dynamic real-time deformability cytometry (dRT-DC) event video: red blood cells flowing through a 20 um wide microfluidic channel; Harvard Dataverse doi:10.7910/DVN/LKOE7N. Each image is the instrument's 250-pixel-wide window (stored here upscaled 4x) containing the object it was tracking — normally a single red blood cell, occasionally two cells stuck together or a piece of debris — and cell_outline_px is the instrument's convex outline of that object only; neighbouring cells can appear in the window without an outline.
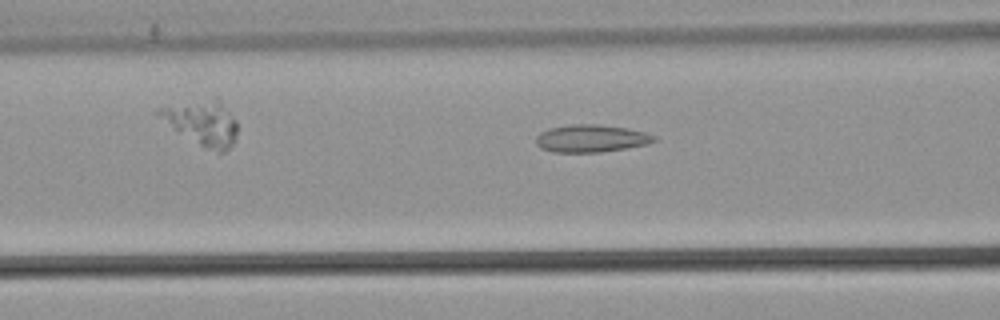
{"species": "common noctule bat (a hibernating species)", "species_latin": "Nyctalus noctula", "temperature_condition": "warm", "stored_images_in_passage": 37, "camera_frame_rate_fps": 3000, "um_per_image_px": 0.085, "animal": {"sex": "male", "body_mass_g": 21.5, "forearm_length_mm": 52.0}, "frame": {"image": 1, "passage_image": 12, "time_ms": 3.667, "image_size_px": [1000, 320], "cell_outline_px": [[656, 140], [648, 144], [628, 148], [600, 152], [552, 152], [540, 148], [536, 144], [536, 136], [540, 132], [548, 128], [572, 124], [600, 124], [628, 128], [644, 132], [656, 136]], "centroid_in_image_um": [50.23, 11.76], "position_along_channel_um": 116.4, "area_um2": 19.13}}
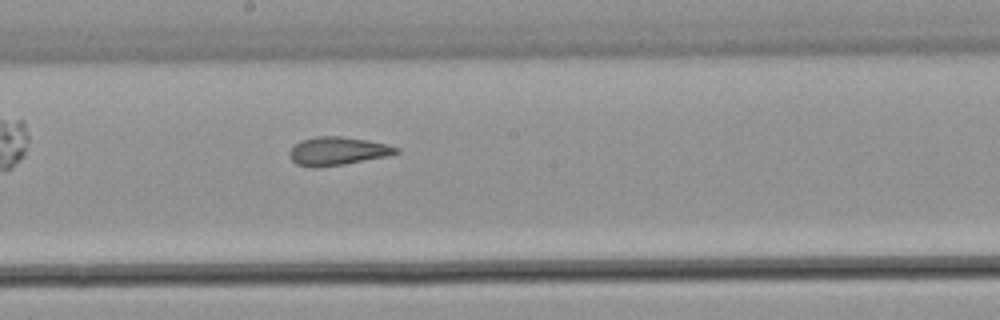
{"frame": {"image": 2, "passage_image": 20, "time_ms": 6.333, "image_size_px": [1000, 320], "cell_outline_px": [[400, 152], [388, 156], [344, 164], [316, 168], [296, 164], [288, 156], [288, 152], [300, 140], [316, 136], [340, 136], [368, 140], [400, 148]], "centroid_in_image_um": [28.67, 12.84], "position_along_channel_um": 219.5, "area_um2": 17.63}}
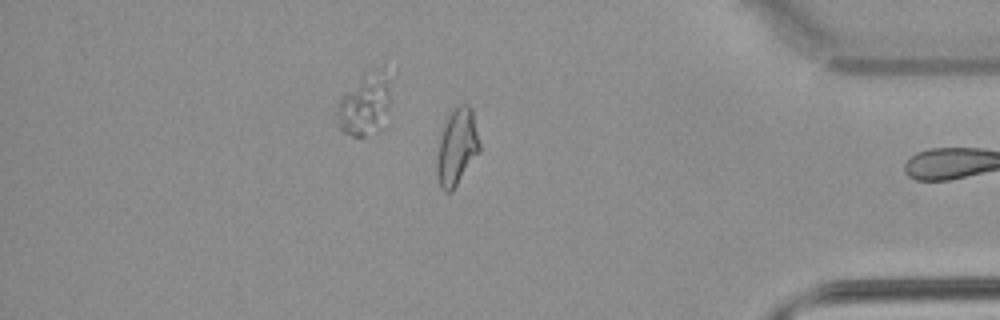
{"frame": {"image": 3, "passage_image": 36, "time_ms": 11.667, "image_size_px": [1000, 320], "cell_outline_px": [[480, 152], [456, 184], [448, 192], [444, 192], [440, 188], [436, 172], [436, 160], [440, 140], [448, 116], [460, 104], [468, 104], [472, 108], [480, 144]], "centroid_in_image_um": [38.85, 12.5], "position_along_channel_um": 396.4, "area_um2": 18.61}, "authors_computed_cell_mechanics": {"area_um2": 18.1492, "velocity_mm_per_s": 3.8729, "shape_relaxation_time_tau1_ms": null, "shape_relaxation_time_tau2_ms": 2.3058, "deformation_change_tau1": null, "deformation_change_tau2": 0.1023}}